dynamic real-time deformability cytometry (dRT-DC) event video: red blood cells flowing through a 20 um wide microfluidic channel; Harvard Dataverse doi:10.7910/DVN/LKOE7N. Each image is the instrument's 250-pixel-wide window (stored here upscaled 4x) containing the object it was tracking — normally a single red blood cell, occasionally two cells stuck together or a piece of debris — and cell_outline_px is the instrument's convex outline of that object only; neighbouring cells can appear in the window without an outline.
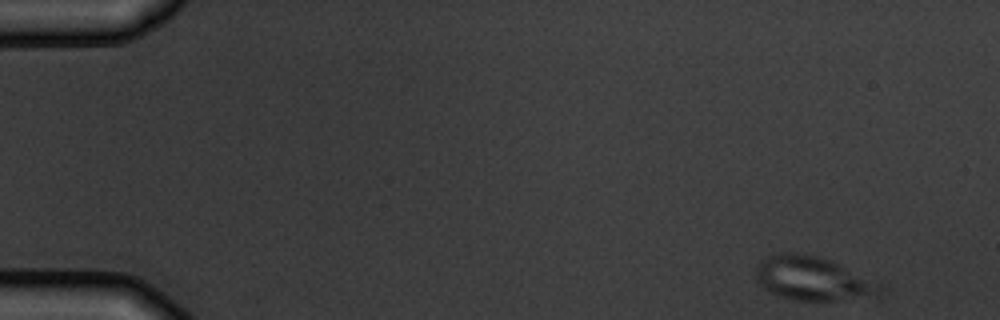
{"species": "common noctule bat (a hibernating species)", "species_latin": "Nyctalus noctula", "temperature_condition": "warm", "stored_images_in_passage": 4, "camera_frame_rate_fps": 3000, "um_per_image_px": 0.085, "animal": {"sex": "male", "body_mass_g": 19.5, "forearm_length_mm": 54.6}, "frame": {"image": 1, "passage_image": 1, "time_ms": 0.0, "image_size_px": [1000, 320], "cell_outline_px": [[884, 292], [880, 300], [796, 300], [780, 296], [764, 288], [756, 280], [756, 264], [760, 260], [768, 256], [780, 252], [792, 252], [820, 256], [832, 260], [880, 284]], "centroid_in_image_um": [69.18, 23.7], "position_along_channel_um": 15.8, "area_um2": 32.48}}